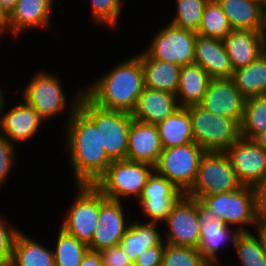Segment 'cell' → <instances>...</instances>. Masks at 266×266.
<instances>
[{
  "label": "cell",
  "instance_id": "obj_1",
  "mask_svg": "<svg viewBox=\"0 0 266 266\" xmlns=\"http://www.w3.org/2000/svg\"><path fill=\"white\" fill-rule=\"evenodd\" d=\"M64 125L63 137L75 185H95L112 162L101 146V132L80 108Z\"/></svg>",
  "mask_w": 266,
  "mask_h": 266
},
{
  "label": "cell",
  "instance_id": "obj_2",
  "mask_svg": "<svg viewBox=\"0 0 266 266\" xmlns=\"http://www.w3.org/2000/svg\"><path fill=\"white\" fill-rule=\"evenodd\" d=\"M111 68L86 86L84 94L103 109L131 114L145 87L141 60L131 56Z\"/></svg>",
  "mask_w": 266,
  "mask_h": 266
},
{
  "label": "cell",
  "instance_id": "obj_3",
  "mask_svg": "<svg viewBox=\"0 0 266 266\" xmlns=\"http://www.w3.org/2000/svg\"><path fill=\"white\" fill-rule=\"evenodd\" d=\"M37 72L23 88L22 99L29 104L45 122L64 113H67L66 119L68 121L79 108L84 90L82 88L77 90L74 98L67 102L66 93H64V87L62 86L59 76L44 70Z\"/></svg>",
  "mask_w": 266,
  "mask_h": 266
},
{
  "label": "cell",
  "instance_id": "obj_4",
  "mask_svg": "<svg viewBox=\"0 0 266 266\" xmlns=\"http://www.w3.org/2000/svg\"><path fill=\"white\" fill-rule=\"evenodd\" d=\"M79 108L96 124L101 132V146L111 161L125 160L133 118L129 113L106 110L94 104L85 94Z\"/></svg>",
  "mask_w": 266,
  "mask_h": 266
},
{
  "label": "cell",
  "instance_id": "obj_5",
  "mask_svg": "<svg viewBox=\"0 0 266 266\" xmlns=\"http://www.w3.org/2000/svg\"><path fill=\"white\" fill-rule=\"evenodd\" d=\"M186 108L191 119L194 142L205 151L225 152L241 138V125L237 120L215 115L199 105Z\"/></svg>",
  "mask_w": 266,
  "mask_h": 266
},
{
  "label": "cell",
  "instance_id": "obj_6",
  "mask_svg": "<svg viewBox=\"0 0 266 266\" xmlns=\"http://www.w3.org/2000/svg\"><path fill=\"white\" fill-rule=\"evenodd\" d=\"M153 171V166L142 162L112 161L94 186L110 200L124 202L130 196L138 200Z\"/></svg>",
  "mask_w": 266,
  "mask_h": 266
},
{
  "label": "cell",
  "instance_id": "obj_7",
  "mask_svg": "<svg viewBox=\"0 0 266 266\" xmlns=\"http://www.w3.org/2000/svg\"><path fill=\"white\" fill-rule=\"evenodd\" d=\"M242 186L225 152L205 151L196 181L186 195L200 200L204 196L236 191Z\"/></svg>",
  "mask_w": 266,
  "mask_h": 266
},
{
  "label": "cell",
  "instance_id": "obj_8",
  "mask_svg": "<svg viewBox=\"0 0 266 266\" xmlns=\"http://www.w3.org/2000/svg\"><path fill=\"white\" fill-rule=\"evenodd\" d=\"M204 153L205 150L195 142L163 148L154 170L166 177L183 194H187L196 181Z\"/></svg>",
  "mask_w": 266,
  "mask_h": 266
},
{
  "label": "cell",
  "instance_id": "obj_9",
  "mask_svg": "<svg viewBox=\"0 0 266 266\" xmlns=\"http://www.w3.org/2000/svg\"><path fill=\"white\" fill-rule=\"evenodd\" d=\"M200 201L213 210L226 225L236 226L234 228L238 232H250L248 227H256L254 195L250 186H242L228 193L204 196Z\"/></svg>",
  "mask_w": 266,
  "mask_h": 266
},
{
  "label": "cell",
  "instance_id": "obj_10",
  "mask_svg": "<svg viewBox=\"0 0 266 266\" xmlns=\"http://www.w3.org/2000/svg\"><path fill=\"white\" fill-rule=\"evenodd\" d=\"M75 187L77 189L75 200L67 209L60 227L89 245L94 230L99 225V190L94 185H76Z\"/></svg>",
  "mask_w": 266,
  "mask_h": 266
},
{
  "label": "cell",
  "instance_id": "obj_11",
  "mask_svg": "<svg viewBox=\"0 0 266 266\" xmlns=\"http://www.w3.org/2000/svg\"><path fill=\"white\" fill-rule=\"evenodd\" d=\"M197 33L177 28L168 23L159 29L148 48L143 50L150 58L175 63L179 66L194 63Z\"/></svg>",
  "mask_w": 266,
  "mask_h": 266
},
{
  "label": "cell",
  "instance_id": "obj_12",
  "mask_svg": "<svg viewBox=\"0 0 266 266\" xmlns=\"http://www.w3.org/2000/svg\"><path fill=\"white\" fill-rule=\"evenodd\" d=\"M163 224L167 227V231L165 232L164 230L163 232L165 243L198 248L200 243V225L196 199L184 194L173 206L171 213Z\"/></svg>",
  "mask_w": 266,
  "mask_h": 266
},
{
  "label": "cell",
  "instance_id": "obj_13",
  "mask_svg": "<svg viewBox=\"0 0 266 266\" xmlns=\"http://www.w3.org/2000/svg\"><path fill=\"white\" fill-rule=\"evenodd\" d=\"M124 202L107 199L99 191L98 226L94 230L89 250H100L117 246L128 228L131 218L124 211ZM127 214V215H126Z\"/></svg>",
  "mask_w": 266,
  "mask_h": 266
},
{
  "label": "cell",
  "instance_id": "obj_14",
  "mask_svg": "<svg viewBox=\"0 0 266 266\" xmlns=\"http://www.w3.org/2000/svg\"><path fill=\"white\" fill-rule=\"evenodd\" d=\"M183 195L172 182L154 170L137 203L139 202L141 212L150 219L148 222L163 223Z\"/></svg>",
  "mask_w": 266,
  "mask_h": 266
},
{
  "label": "cell",
  "instance_id": "obj_15",
  "mask_svg": "<svg viewBox=\"0 0 266 266\" xmlns=\"http://www.w3.org/2000/svg\"><path fill=\"white\" fill-rule=\"evenodd\" d=\"M196 208L200 225V243L197 249L207 262L221 261L218 253L224 245H229L228 242L234 245L235 237L239 232L226 225L199 199H196Z\"/></svg>",
  "mask_w": 266,
  "mask_h": 266
},
{
  "label": "cell",
  "instance_id": "obj_16",
  "mask_svg": "<svg viewBox=\"0 0 266 266\" xmlns=\"http://www.w3.org/2000/svg\"><path fill=\"white\" fill-rule=\"evenodd\" d=\"M225 153L243 186L252 187L266 178V152L253 140L241 137Z\"/></svg>",
  "mask_w": 266,
  "mask_h": 266
},
{
  "label": "cell",
  "instance_id": "obj_17",
  "mask_svg": "<svg viewBox=\"0 0 266 266\" xmlns=\"http://www.w3.org/2000/svg\"><path fill=\"white\" fill-rule=\"evenodd\" d=\"M245 103L246 99L238 91L231 77L211 79L207 92L198 105L210 113L233 118L241 124Z\"/></svg>",
  "mask_w": 266,
  "mask_h": 266
},
{
  "label": "cell",
  "instance_id": "obj_18",
  "mask_svg": "<svg viewBox=\"0 0 266 266\" xmlns=\"http://www.w3.org/2000/svg\"><path fill=\"white\" fill-rule=\"evenodd\" d=\"M0 133L13 145L24 144L37 135L44 119L23 99L8 111L1 112Z\"/></svg>",
  "mask_w": 266,
  "mask_h": 266
},
{
  "label": "cell",
  "instance_id": "obj_19",
  "mask_svg": "<svg viewBox=\"0 0 266 266\" xmlns=\"http://www.w3.org/2000/svg\"><path fill=\"white\" fill-rule=\"evenodd\" d=\"M162 150L157 125L133 119L129 131L126 159L155 167Z\"/></svg>",
  "mask_w": 266,
  "mask_h": 266
},
{
  "label": "cell",
  "instance_id": "obj_20",
  "mask_svg": "<svg viewBox=\"0 0 266 266\" xmlns=\"http://www.w3.org/2000/svg\"><path fill=\"white\" fill-rule=\"evenodd\" d=\"M53 6L54 0H17L9 16L10 36L17 39L30 29H49Z\"/></svg>",
  "mask_w": 266,
  "mask_h": 266
},
{
  "label": "cell",
  "instance_id": "obj_21",
  "mask_svg": "<svg viewBox=\"0 0 266 266\" xmlns=\"http://www.w3.org/2000/svg\"><path fill=\"white\" fill-rule=\"evenodd\" d=\"M223 44L232 68H243L266 51V32L234 29L223 39Z\"/></svg>",
  "mask_w": 266,
  "mask_h": 266
},
{
  "label": "cell",
  "instance_id": "obj_22",
  "mask_svg": "<svg viewBox=\"0 0 266 266\" xmlns=\"http://www.w3.org/2000/svg\"><path fill=\"white\" fill-rule=\"evenodd\" d=\"M232 29L266 32V6L262 0H216Z\"/></svg>",
  "mask_w": 266,
  "mask_h": 266
},
{
  "label": "cell",
  "instance_id": "obj_23",
  "mask_svg": "<svg viewBox=\"0 0 266 266\" xmlns=\"http://www.w3.org/2000/svg\"><path fill=\"white\" fill-rule=\"evenodd\" d=\"M194 63L200 65L212 79L233 77L234 69L221 39L197 35Z\"/></svg>",
  "mask_w": 266,
  "mask_h": 266
},
{
  "label": "cell",
  "instance_id": "obj_24",
  "mask_svg": "<svg viewBox=\"0 0 266 266\" xmlns=\"http://www.w3.org/2000/svg\"><path fill=\"white\" fill-rule=\"evenodd\" d=\"M178 108L176 95L144 87L130 115L134 120L157 125Z\"/></svg>",
  "mask_w": 266,
  "mask_h": 266
},
{
  "label": "cell",
  "instance_id": "obj_25",
  "mask_svg": "<svg viewBox=\"0 0 266 266\" xmlns=\"http://www.w3.org/2000/svg\"><path fill=\"white\" fill-rule=\"evenodd\" d=\"M136 55L141 60L144 86L176 95L181 66L150 58L144 51Z\"/></svg>",
  "mask_w": 266,
  "mask_h": 266
},
{
  "label": "cell",
  "instance_id": "obj_26",
  "mask_svg": "<svg viewBox=\"0 0 266 266\" xmlns=\"http://www.w3.org/2000/svg\"><path fill=\"white\" fill-rule=\"evenodd\" d=\"M144 222L139 218L138 220L136 218L135 221L132 219L119 243L132 262L143 251L153 246H159L164 241L163 232L159 231L161 223Z\"/></svg>",
  "mask_w": 266,
  "mask_h": 266
},
{
  "label": "cell",
  "instance_id": "obj_27",
  "mask_svg": "<svg viewBox=\"0 0 266 266\" xmlns=\"http://www.w3.org/2000/svg\"><path fill=\"white\" fill-rule=\"evenodd\" d=\"M211 79L210 75L197 63L183 65L176 92L179 107L198 105L207 92Z\"/></svg>",
  "mask_w": 266,
  "mask_h": 266
},
{
  "label": "cell",
  "instance_id": "obj_28",
  "mask_svg": "<svg viewBox=\"0 0 266 266\" xmlns=\"http://www.w3.org/2000/svg\"><path fill=\"white\" fill-rule=\"evenodd\" d=\"M19 231L16 235L11 266H55L53 250Z\"/></svg>",
  "mask_w": 266,
  "mask_h": 266
},
{
  "label": "cell",
  "instance_id": "obj_29",
  "mask_svg": "<svg viewBox=\"0 0 266 266\" xmlns=\"http://www.w3.org/2000/svg\"><path fill=\"white\" fill-rule=\"evenodd\" d=\"M163 148L194 142L191 119L186 107H179L164 121L157 124Z\"/></svg>",
  "mask_w": 266,
  "mask_h": 266
},
{
  "label": "cell",
  "instance_id": "obj_30",
  "mask_svg": "<svg viewBox=\"0 0 266 266\" xmlns=\"http://www.w3.org/2000/svg\"><path fill=\"white\" fill-rule=\"evenodd\" d=\"M232 78L245 99L265 95L266 51L246 67L235 69Z\"/></svg>",
  "mask_w": 266,
  "mask_h": 266
},
{
  "label": "cell",
  "instance_id": "obj_31",
  "mask_svg": "<svg viewBox=\"0 0 266 266\" xmlns=\"http://www.w3.org/2000/svg\"><path fill=\"white\" fill-rule=\"evenodd\" d=\"M53 249L55 266H79L89 251L88 245L59 228Z\"/></svg>",
  "mask_w": 266,
  "mask_h": 266
},
{
  "label": "cell",
  "instance_id": "obj_32",
  "mask_svg": "<svg viewBox=\"0 0 266 266\" xmlns=\"http://www.w3.org/2000/svg\"><path fill=\"white\" fill-rule=\"evenodd\" d=\"M232 30L219 3L216 0H209L204 7L197 35L223 40Z\"/></svg>",
  "mask_w": 266,
  "mask_h": 266
},
{
  "label": "cell",
  "instance_id": "obj_33",
  "mask_svg": "<svg viewBox=\"0 0 266 266\" xmlns=\"http://www.w3.org/2000/svg\"><path fill=\"white\" fill-rule=\"evenodd\" d=\"M240 125L241 137L248 140L266 131V95L246 99L244 116Z\"/></svg>",
  "mask_w": 266,
  "mask_h": 266
},
{
  "label": "cell",
  "instance_id": "obj_34",
  "mask_svg": "<svg viewBox=\"0 0 266 266\" xmlns=\"http://www.w3.org/2000/svg\"><path fill=\"white\" fill-rule=\"evenodd\" d=\"M233 247L240 262L239 266H266V259L256 233L239 232Z\"/></svg>",
  "mask_w": 266,
  "mask_h": 266
},
{
  "label": "cell",
  "instance_id": "obj_35",
  "mask_svg": "<svg viewBox=\"0 0 266 266\" xmlns=\"http://www.w3.org/2000/svg\"><path fill=\"white\" fill-rule=\"evenodd\" d=\"M175 16L171 25L198 33L206 3L209 0H175Z\"/></svg>",
  "mask_w": 266,
  "mask_h": 266
},
{
  "label": "cell",
  "instance_id": "obj_36",
  "mask_svg": "<svg viewBox=\"0 0 266 266\" xmlns=\"http://www.w3.org/2000/svg\"><path fill=\"white\" fill-rule=\"evenodd\" d=\"M126 0H90L91 21L96 25H104L116 29Z\"/></svg>",
  "mask_w": 266,
  "mask_h": 266
},
{
  "label": "cell",
  "instance_id": "obj_37",
  "mask_svg": "<svg viewBox=\"0 0 266 266\" xmlns=\"http://www.w3.org/2000/svg\"><path fill=\"white\" fill-rule=\"evenodd\" d=\"M206 262L197 248L166 243L161 266H205Z\"/></svg>",
  "mask_w": 266,
  "mask_h": 266
},
{
  "label": "cell",
  "instance_id": "obj_38",
  "mask_svg": "<svg viewBox=\"0 0 266 266\" xmlns=\"http://www.w3.org/2000/svg\"><path fill=\"white\" fill-rule=\"evenodd\" d=\"M16 147L0 133V189L3 184L7 183L9 174L13 172L12 169L17 161Z\"/></svg>",
  "mask_w": 266,
  "mask_h": 266
},
{
  "label": "cell",
  "instance_id": "obj_39",
  "mask_svg": "<svg viewBox=\"0 0 266 266\" xmlns=\"http://www.w3.org/2000/svg\"><path fill=\"white\" fill-rule=\"evenodd\" d=\"M2 216L3 214L0 215V263H11L14 241L20 230L16 225L8 224Z\"/></svg>",
  "mask_w": 266,
  "mask_h": 266
},
{
  "label": "cell",
  "instance_id": "obj_40",
  "mask_svg": "<svg viewBox=\"0 0 266 266\" xmlns=\"http://www.w3.org/2000/svg\"><path fill=\"white\" fill-rule=\"evenodd\" d=\"M254 195V217L258 227L266 228V178L252 186Z\"/></svg>",
  "mask_w": 266,
  "mask_h": 266
},
{
  "label": "cell",
  "instance_id": "obj_41",
  "mask_svg": "<svg viewBox=\"0 0 266 266\" xmlns=\"http://www.w3.org/2000/svg\"><path fill=\"white\" fill-rule=\"evenodd\" d=\"M98 253L104 266H134L120 245L100 250Z\"/></svg>",
  "mask_w": 266,
  "mask_h": 266
},
{
  "label": "cell",
  "instance_id": "obj_42",
  "mask_svg": "<svg viewBox=\"0 0 266 266\" xmlns=\"http://www.w3.org/2000/svg\"><path fill=\"white\" fill-rule=\"evenodd\" d=\"M165 244L163 241L159 246L143 251L133 262L134 266H161Z\"/></svg>",
  "mask_w": 266,
  "mask_h": 266
},
{
  "label": "cell",
  "instance_id": "obj_43",
  "mask_svg": "<svg viewBox=\"0 0 266 266\" xmlns=\"http://www.w3.org/2000/svg\"><path fill=\"white\" fill-rule=\"evenodd\" d=\"M79 266H104L98 252L88 251Z\"/></svg>",
  "mask_w": 266,
  "mask_h": 266
},
{
  "label": "cell",
  "instance_id": "obj_44",
  "mask_svg": "<svg viewBox=\"0 0 266 266\" xmlns=\"http://www.w3.org/2000/svg\"><path fill=\"white\" fill-rule=\"evenodd\" d=\"M0 31L5 34H10V26H9V16L6 14V12L1 8L0 4Z\"/></svg>",
  "mask_w": 266,
  "mask_h": 266
},
{
  "label": "cell",
  "instance_id": "obj_45",
  "mask_svg": "<svg viewBox=\"0 0 266 266\" xmlns=\"http://www.w3.org/2000/svg\"><path fill=\"white\" fill-rule=\"evenodd\" d=\"M254 230H255L254 233H256L259 238L263 250V255L266 259V228L256 226Z\"/></svg>",
  "mask_w": 266,
  "mask_h": 266
},
{
  "label": "cell",
  "instance_id": "obj_46",
  "mask_svg": "<svg viewBox=\"0 0 266 266\" xmlns=\"http://www.w3.org/2000/svg\"><path fill=\"white\" fill-rule=\"evenodd\" d=\"M17 0H0L1 8L8 16L15 10Z\"/></svg>",
  "mask_w": 266,
  "mask_h": 266
},
{
  "label": "cell",
  "instance_id": "obj_47",
  "mask_svg": "<svg viewBox=\"0 0 266 266\" xmlns=\"http://www.w3.org/2000/svg\"><path fill=\"white\" fill-rule=\"evenodd\" d=\"M252 140L266 152V131L257 134Z\"/></svg>",
  "mask_w": 266,
  "mask_h": 266
},
{
  "label": "cell",
  "instance_id": "obj_48",
  "mask_svg": "<svg viewBox=\"0 0 266 266\" xmlns=\"http://www.w3.org/2000/svg\"><path fill=\"white\" fill-rule=\"evenodd\" d=\"M5 95L4 93L2 92L1 88H0V113L2 112L3 109H5ZM5 104V105H4ZM1 115V114H0Z\"/></svg>",
  "mask_w": 266,
  "mask_h": 266
},
{
  "label": "cell",
  "instance_id": "obj_49",
  "mask_svg": "<svg viewBox=\"0 0 266 266\" xmlns=\"http://www.w3.org/2000/svg\"><path fill=\"white\" fill-rule=\"evenodd\" d=\"M220 265H223V264L219 261H208L206 262L205 266H220Z\"/></svg>",
  "mask_w": 266,
  "mask_h": 266
},
{
  "label": "cell",
  "instance_id": "obj_50",
  "mask_svg": "<svg viewBox=\"0 0 266 266\" xmlns=\"http://www.w3.org/2000/svg\"><path fill=\"white\" fill-rule=\"evenodd\" d=\"M0 266H11V263H0Z\"/></svg>",
  "mask_w": 266,
  "mask_h": 266
},
{
  "label": "cell",
  "instance_id": "obj_51",
  "mask_svg": "<svg viewBox=\"0 0 266 266\" xmlns=\"http://www.w3.org/2000/svg\"><path fill=\"white\" fill-rule=\"evenodd\" d=\"M1 36H5V35L0 31V38H4V37H1Z\"/></svg>",
  "mask_w": 266,
  "mask_h": 266
}]
</instances>
